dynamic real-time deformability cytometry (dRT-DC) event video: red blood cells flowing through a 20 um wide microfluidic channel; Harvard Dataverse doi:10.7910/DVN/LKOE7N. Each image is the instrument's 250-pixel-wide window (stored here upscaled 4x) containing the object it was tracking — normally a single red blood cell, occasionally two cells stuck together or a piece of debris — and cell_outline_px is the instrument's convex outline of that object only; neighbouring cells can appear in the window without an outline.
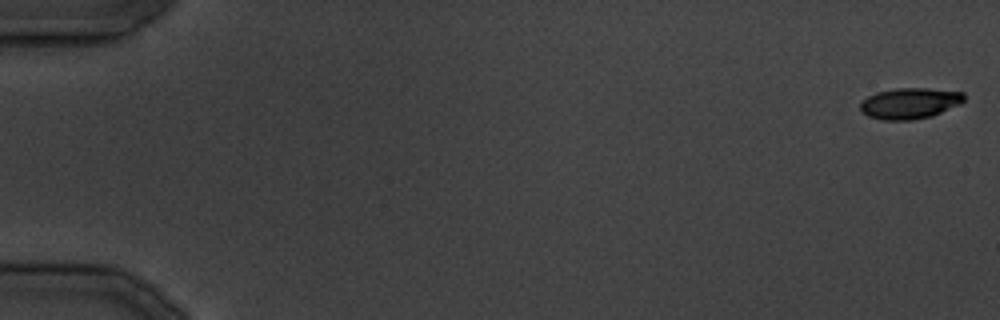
{"species": "common noctule bat (a hibernating species)", "species_latin": "Nyctalus noctula", "temperature_condition": "cold", "stored_images_in_passage": 35, "camera_frame_rate_fps": 3000, "um_per_image_px": 0.085, "animal": {"sex": "male", "body_mass_g": 19.5, "forearm_length_mm": 54.6}, "frame": {"image": 1, "passage_image": 1, "time_ms": 0.0, "image_size_px": [1000, 320], "cell_outline_px": [[964, 100], [960, 104], [932, 116], [912, 120], [884, 120], [868, 116], [860, 112], [860, 100], [876, 92], [896, 88], [928, 88], [964, 92]], "centroid_in_image_um": [77.3, 8.78], "position_along_channel_um": 7.7, "area_um2": 18.9}}
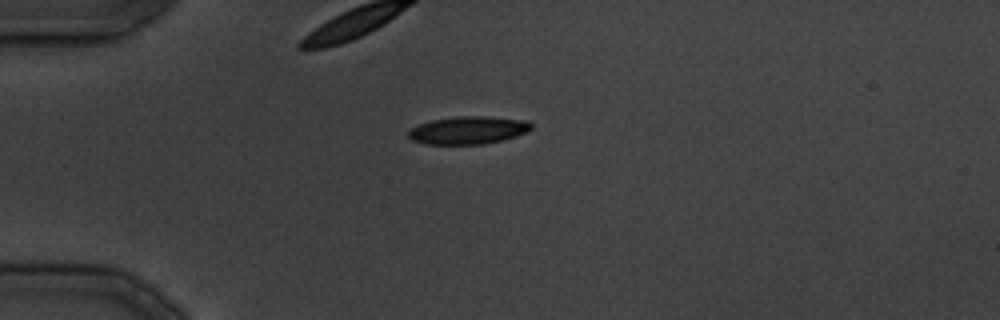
{"frame": {"image": 2, "passage_image": 10, "time_ms": 11.0, "image_size_px": [1000, 320], "cell_outline_px": [[532, 128], [516, 136], [484, 144], [424, 144], [412, 140], [408, 136], [408, 132], [412, 128], [420, 124], [432, 120], [460, 116], [492, 116], [528, 120], [532, 124]], "centroid_in_image_um": [39.81, 11.06], "position_along_channel_um": 45.2, "area_um2": 19.83}}
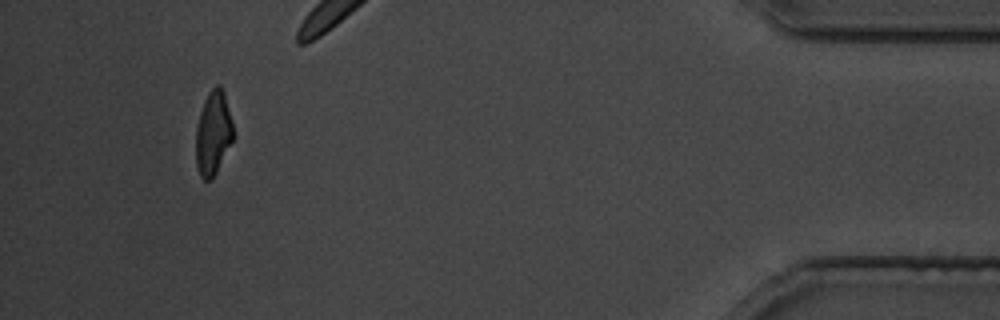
{"frame": {"image": 3, "passage_image": 33, "time_ms": 40.0, "image_size_px": [1000, 320], "cell_outline_px": [[236, 136], [212, 180], [204, 180], [200, 176], [196, 164], [196, 128], [200, 112], [204, 100], [208, 92], [216, 84], [220, 84], [224, 92]], "centroid_in_image_um": [18.14, 11.32], "position_along_channel_um": 417.1, "area_um2": 18.61}}